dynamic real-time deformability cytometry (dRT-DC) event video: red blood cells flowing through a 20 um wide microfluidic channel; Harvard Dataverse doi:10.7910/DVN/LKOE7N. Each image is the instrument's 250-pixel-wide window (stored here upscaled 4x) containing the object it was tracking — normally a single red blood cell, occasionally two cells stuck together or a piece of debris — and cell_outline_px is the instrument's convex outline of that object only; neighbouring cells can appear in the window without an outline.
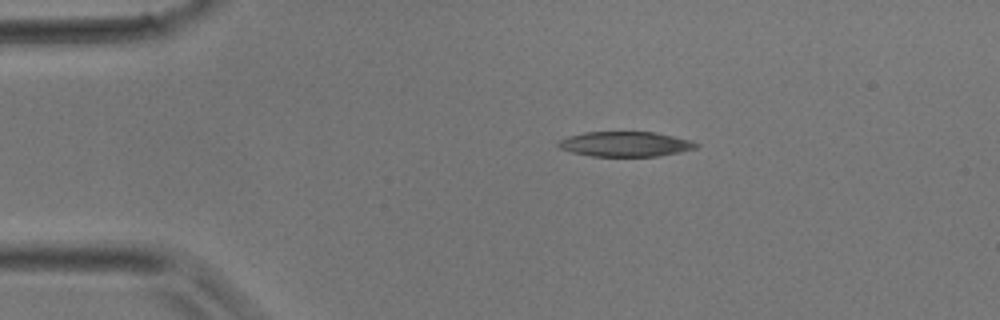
{"species": "common noctule bat (a hibernating species)", "species_latin": "Nyctalus noctula", "temperature_condition": "room temperature", "stored_images_in_passage": 33, "camera_frame_rate_fps": 3000, "um_per_image_px": 0.085, "animal": {"sex": "male", "body_mass_g": 17.9}, "frame": {"image": 1, "passage_image": 1, "time_ms": 0.0, "image_size_px": [1000, 320], "cell_outline_px": [[700, 144], [696, 148], [680, 152], [656, 156], [592, 156], [572, 152], [560, 148], [556, 144], [556, 140], [568, 136], [584, 132], [652, 132], [692, 140]], "centroid_in_image_um": [53.12, 12.24], "position_along_channel_um": 31.9, "area_um2": 20.06}}
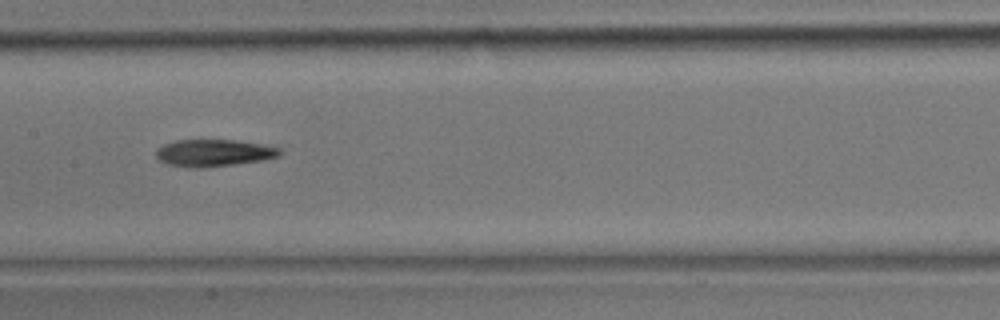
{"frame": {"image": 2, "passage_image": 13, "time_ms": 4.0, "image_size_px": [1000, 320], "cell_outline_px": [[284, 152], [280, 156], [264, 160], [200, 168], [188, 168], [168, 164], [160, 160], [156, 156], [156, 148], [164, 144], [176, 140], [236, 140], [264, 144], [280, 148]], "centroid_in_image_um": [18.2, 12.99], "position_along_channel_um": 189.2, "area_um2": 19.65}}
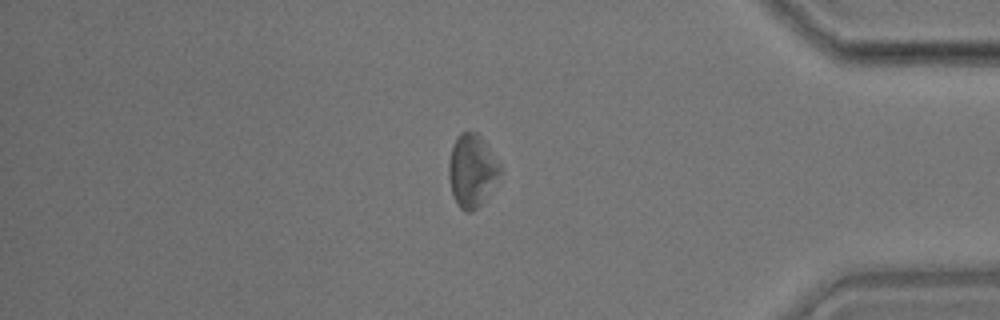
{"frame": {"image": 3, "passage_image": 27, "time_ms": 8.667, "image_size_px": [1000, 320], "cell_outline_px": [[504, 172], [480, 204], [472, 212], [464, 212], [460, 208], [452, 192], [448, 176], [448, 164], [452, 144], [456, 136], [460, 132], [476, 132], [480, 136], [504, 168]], "centroid_in_image_um": [40.13, 14.48], "position_along_channel_um": 395.1, "area_um2": 21.96}}